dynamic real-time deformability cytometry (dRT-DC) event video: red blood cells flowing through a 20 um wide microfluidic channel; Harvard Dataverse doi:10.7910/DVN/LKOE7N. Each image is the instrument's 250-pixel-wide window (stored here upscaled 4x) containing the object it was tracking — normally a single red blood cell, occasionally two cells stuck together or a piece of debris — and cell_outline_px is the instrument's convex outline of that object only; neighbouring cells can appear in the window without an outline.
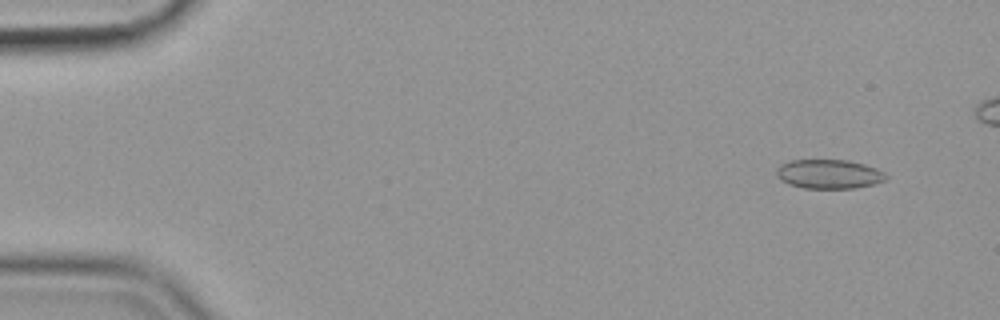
{"species": "common noctule bat (a hibernating species)", "species_latin": "Nyctalus noctula", "temperature_condition": "cold", "stored_images_in_passage": 53, "camera_frame_rate_fps": 3000, "um_per_image_px": 0.085, "animal": {"sex": "female", "body_mass_g": 19.9}, "frame": {"image": 1, "passage_image": 5, "time_ms": 1.333, "image_size_px": [1000, 320], "cell_outline_px": [[888, 180], [856, 188], [804, 188], [788, 184], [776, 176], [776, 168], [780, 164], [792, 160], [848, 160], [864, 164], [876, 168], [884, 172], [888, 176]], "centroid_in_image_um": [70.47, 14.79], "position_along_channel_um": 14.5, "area_um2": 18.73}}
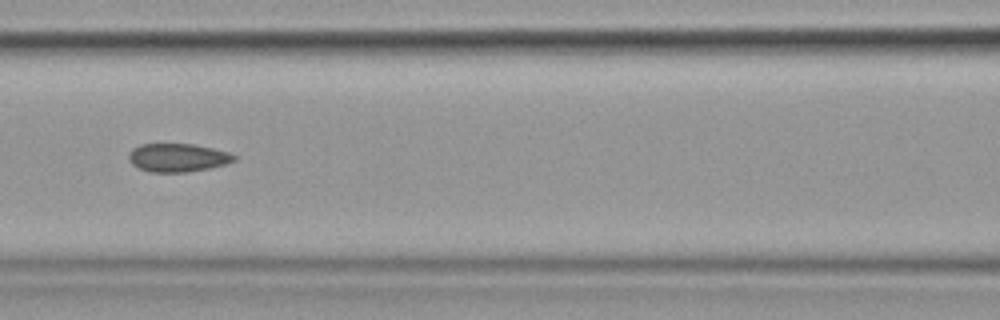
{"frame": {"image": 2, "passage_image": 26, "time_ms": 8.333, "image_size_px": [1000, 320], "cell_outline_px": [[236, 160], [212, 168], [188, 172], [148, 172], [132, 164], [128, 160], [128, 152], [132, 148], [140, 144], [192, 144], [212, 148], [228, 152], [236, 156]], "centroid_in_image_um": [15.08, 13.4], "position_along_channel_um": 151.5, "area_um2": 17.51}}
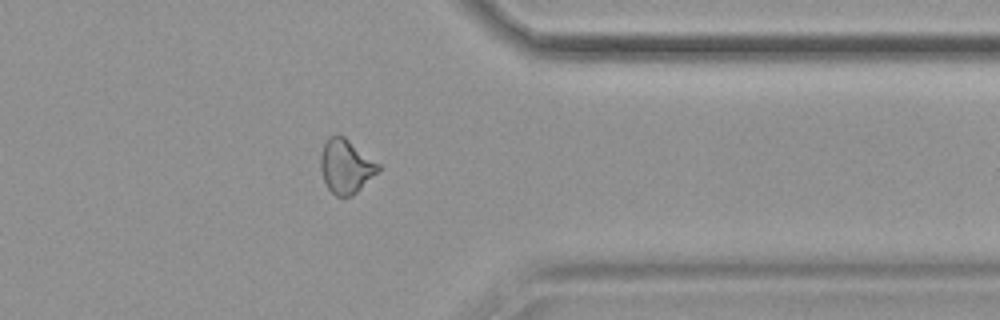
{"frame": {"image": 3, "passage_image": 46, "time_ms": 15.0, "image_size_px": [1000, 320], "cell_outline_px": [[380, 168], [352, 196], [336, 196], [328, 188], [324, 180], [320, 168], [320, 156], [324, 144], [328, 136], [336, 132], [340, 132], [380, 164]], "centroid_in_image_um": [29.37, 14.07], "position_along_channel_um": 382.0, "area_um2": 18.21}}